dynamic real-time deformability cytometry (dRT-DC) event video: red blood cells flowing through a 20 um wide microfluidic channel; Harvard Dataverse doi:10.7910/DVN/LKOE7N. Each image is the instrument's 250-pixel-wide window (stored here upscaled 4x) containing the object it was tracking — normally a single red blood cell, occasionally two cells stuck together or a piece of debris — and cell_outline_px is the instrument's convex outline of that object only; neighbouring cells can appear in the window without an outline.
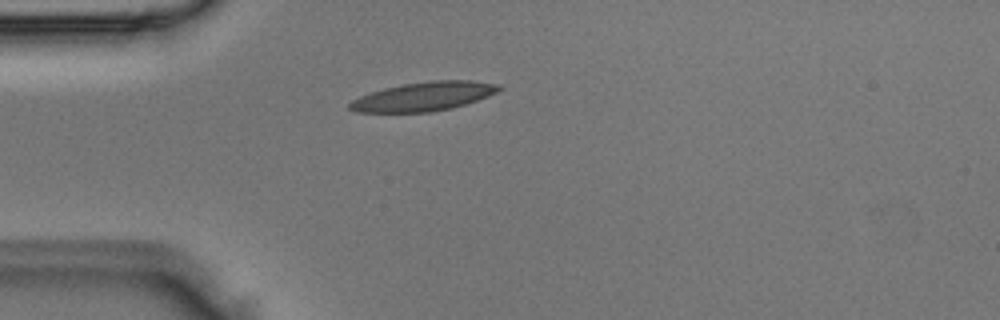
{"species": "Egyptian fruit bat (a non-hibernating species)", "species_latin": "Rousettus aegyptiacus", "temperature_condition": "room temperature", "stored_images_in_passage": 1, "camera_frame_rate_fps": 3000, "um_per_image_px": 0.085, "animal": {"sex": "male"}, "frame": {"image": 1, "passage_image": 1, "time_ms": 0.0, "image_size_px": [1000, 320], "cell_outline_px": [[504, 88], [488, 96], [452, 108], [432, 112], [356, 112], [348, 108], [348, 104], [352, 100], [360, 96], [384, 88], [404, 84], [432, 80], [468, 80], [500, 84]], "centroid_in_image_um": [36.02, 8.19], "position_along_channel_um": 49.0, "area_um2": 25.09}}